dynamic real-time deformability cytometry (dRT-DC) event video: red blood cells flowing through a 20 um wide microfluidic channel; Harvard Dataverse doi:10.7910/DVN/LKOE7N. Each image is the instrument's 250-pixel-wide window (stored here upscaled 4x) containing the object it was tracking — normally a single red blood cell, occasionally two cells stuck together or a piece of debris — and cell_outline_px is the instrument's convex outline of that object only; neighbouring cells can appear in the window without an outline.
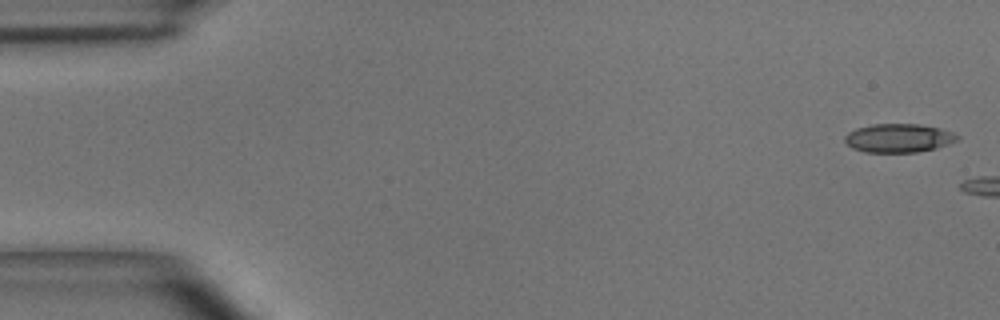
{"species": "common noctule bat (a hibernating species)", "species_latin": "Nyctalus noctula", "temperature_condition": "room temperature", "stored_images_in_passage": 3, "camera_frame_rate_fps": 3000, "um_per_image_px": 0.085, "animal": {"sex": "male", "body_mass_g": 15.6}, "frame": {"image": 1, "passage_image": 1, "time_ms": 0.0, "image_size_px": [1000, 320], "cell_outline_px": [[960, 140], [936, 148], [916, 152], [864, 152], [852, 148], [844, 140], [844, 136], [848, 132], [856, 128], [872, 124], [920, 124], [940, 128], [952, 132], [960, 136]], "centroid_in_image_um": [76.39, 11.73], "position_along_channel_um": 8.6, "area_um2": 18.9}}